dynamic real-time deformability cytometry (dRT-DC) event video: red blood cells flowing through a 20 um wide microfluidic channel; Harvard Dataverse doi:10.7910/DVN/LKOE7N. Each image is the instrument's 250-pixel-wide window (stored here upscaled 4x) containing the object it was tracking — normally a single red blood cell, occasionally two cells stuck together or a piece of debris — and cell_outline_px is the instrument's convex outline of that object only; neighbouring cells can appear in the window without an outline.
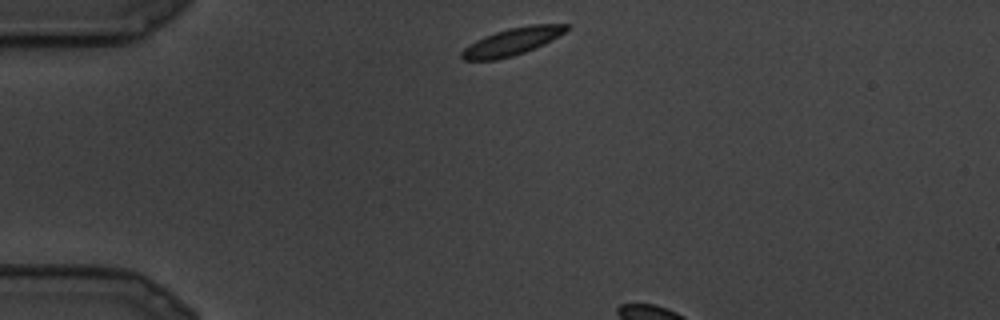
{"species": "common noctule bat (a hibernating species)", "species_latin": "Nyctalus noctula", "temperature_condition": "cold", "stored_images_in_passage": 3, "camera_frame_rate_fps": 3000, "um_per_image_px": 0.085, "animal": {"sex": "male", "body_mass_g": 19.5, "forearm_length_mm": 54.6}, "frame": {"image": 1, "passage_image": 1, "time_ms": 0.0, "image_size_px": [1000, 320], "cell_outline_px": [[568, 28], [564, 32], [544, 44], [524, 52], [512, 56], [496, 60], [464, 60], [460, 56], [460, 52], [464, 48], [476, 40], [484, 36], [508, 28], [532, 24], [568, 24]], "centroid_in_image_um": [43.49, 3.54], "position_along_channel_um": 41.5, "area_um2": 16.47}}